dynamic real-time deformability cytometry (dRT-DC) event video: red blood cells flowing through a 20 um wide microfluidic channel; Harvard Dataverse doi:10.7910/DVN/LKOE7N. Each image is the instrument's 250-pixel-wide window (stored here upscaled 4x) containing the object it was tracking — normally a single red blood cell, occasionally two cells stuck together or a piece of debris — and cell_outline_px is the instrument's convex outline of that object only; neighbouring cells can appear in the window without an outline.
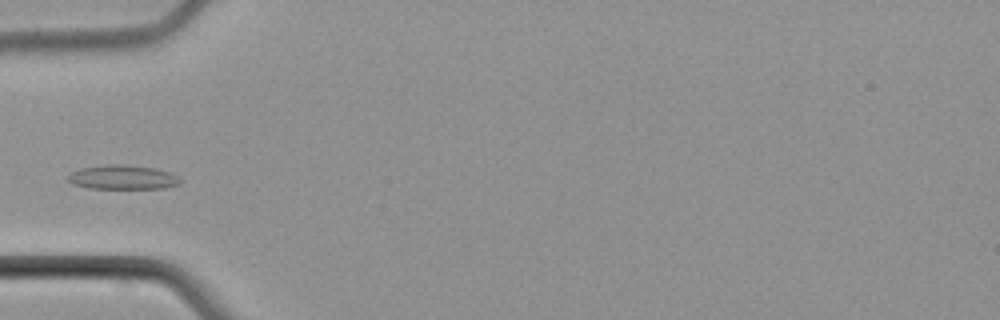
{"species": "common noctule bat (a hibernating species)", "species_latin": "Nyctalus noctula", "temperature_condition": "cold", "stored_images_in_passage": 5, "camera_frame_rate_fps": 3000, "um_per_image_px": 0.085, "animal": {"sex": "male", "body_mass_g": 21.5, "forearm_length_mm": 52.0}, "frame": {"image": 1, "passage_image": 5, "time_ms": 5.0, "image_size_px": [1000, 320], "cell_outline_px": [[180, 184], [164, 188], [88, 188], [72, 184], [64, 180], [72, 172], [80, 168], [108, 164], [124, 164], [156, 168], [168, 172], [176, 176], [180, 180]], "centroid_in_image_um": [10.37, 15.06], "position_along_channel_um": 74.6, "area_um2": 15.9}}